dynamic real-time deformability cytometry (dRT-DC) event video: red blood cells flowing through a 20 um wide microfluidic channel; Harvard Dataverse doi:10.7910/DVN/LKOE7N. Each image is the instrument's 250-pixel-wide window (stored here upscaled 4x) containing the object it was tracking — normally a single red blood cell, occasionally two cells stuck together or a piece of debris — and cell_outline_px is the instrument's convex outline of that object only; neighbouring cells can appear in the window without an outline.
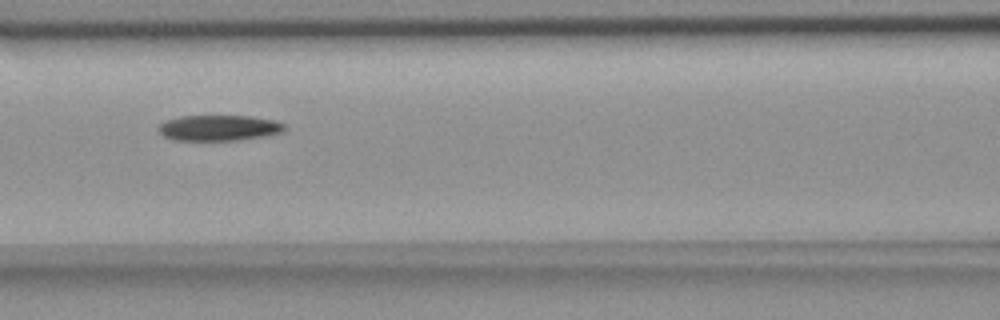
{"species": "common noctule bat (a hibernating species)", "species_latin": "Nyctalus noctula", "temperature_condition": "room temperature", "stored_images_in_passage": 8, "camera_frame_rate_fps": 3000, "um_per_image_px": 0.085, "animal": {"sex": "female", "body_mass_g": 18.4}, "frame": {"image": 1, "passage_image": 7, "time_ms": 7.0, "image_size_px": [1000, 320], "cell_outline_px": [[288, 128], [280, 132], [264, 136], [236, 140], [176, 140], [164, 136], [156, 128], [160, 124], [168, 120], [180, 116], [252, 116], [276, 120], [284, 124]], "centroid_in_image_um": [18.63, 10.86], "position_along_channel_um": 148.0, "area_um2": 18.79}}
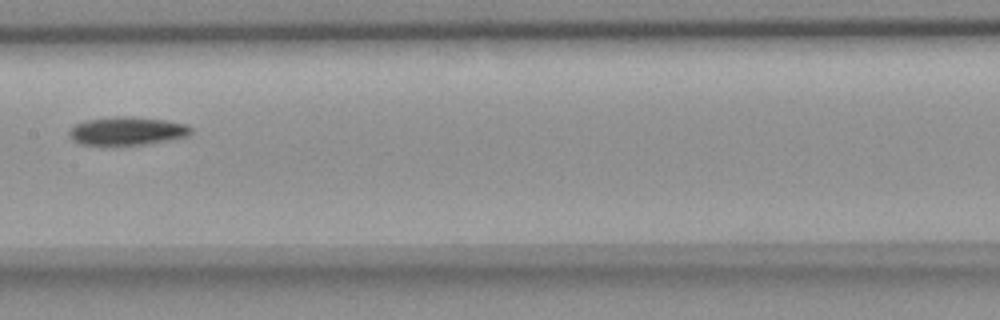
{"frame": {"image": 2, "passage_image": 8, "time_ms": 8.333, "image_size_px": [1000, 320], "cell_outline_px": [[192, 132], [188, 136], [168, 140], [144, 144], [80, 144], [72, 140], [68, 132], [76, 124], [84, 120], [112, 116], [128, 116], [164, 120], [188, 124], [192, 128]], "centroid_in_image_um": [10.81, 11.11], "position_along_channel_um": 196.6, "area_um2": 19.94}}